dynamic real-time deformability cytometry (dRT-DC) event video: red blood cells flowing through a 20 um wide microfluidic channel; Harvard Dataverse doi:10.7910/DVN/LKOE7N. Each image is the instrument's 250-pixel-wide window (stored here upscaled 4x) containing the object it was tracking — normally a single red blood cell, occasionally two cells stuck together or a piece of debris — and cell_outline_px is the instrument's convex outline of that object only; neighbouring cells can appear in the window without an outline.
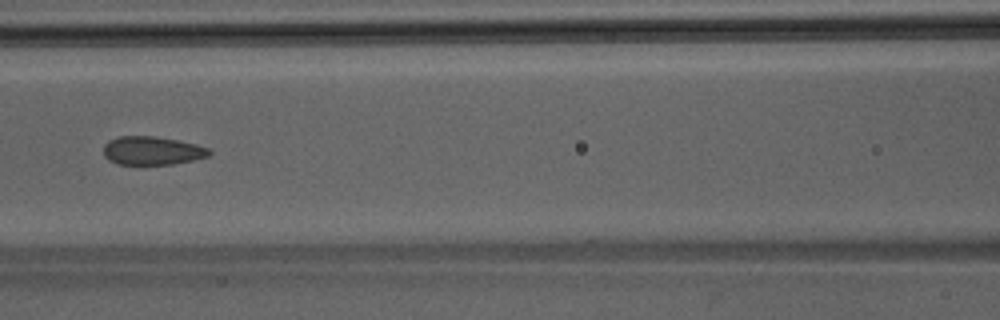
{"species": "Egyptian fruit bat (a non-hibernating species)", "species_latin": "Rousettus aegyptiacus", "temperature_condition": "room temperature", "stored_images_in_passage": 6, "camera_frame_rate_fps": 3000, "um_per_image_px": 0.085, "animal": {"sex": "male"}, "frame": {"image": 1, "passage_image": 6, "time_ms": 1.667, "image_size_px": [1000, 320], "cell_outline_px": [[212, 152], [208, 156], [192, 160], [172, 164], [144, 168], [116, 164], [108, 160], [104, 156], [104, 144], [108, 140], [120, 136], [152, 136], [176, 140], [196, 144], [208, 148]], "centroid_in_image_um": [12.87, 12.86], "position_along_channel_um": 153.7, "area_um2": 18.26}}